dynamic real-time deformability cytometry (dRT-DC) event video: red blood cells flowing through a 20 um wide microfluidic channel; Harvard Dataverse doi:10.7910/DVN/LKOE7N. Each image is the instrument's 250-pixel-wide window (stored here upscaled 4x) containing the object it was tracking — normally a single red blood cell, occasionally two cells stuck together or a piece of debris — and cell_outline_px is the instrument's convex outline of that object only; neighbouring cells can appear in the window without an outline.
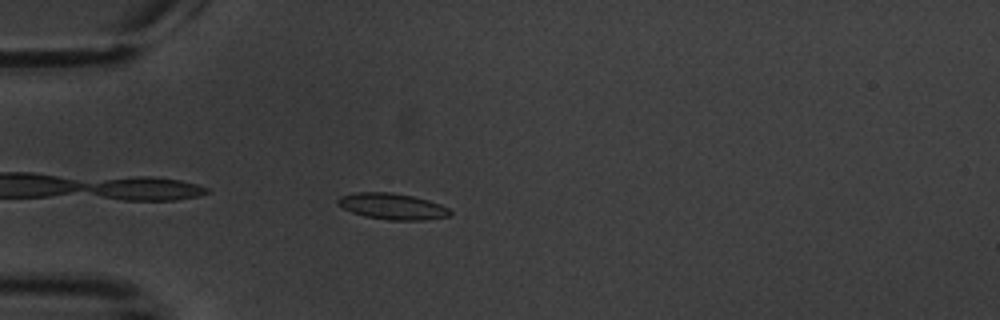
{"species": "common noctule bat (a hibernating species)", "species_latin": "Nyctalus noctula", "temperature_condition": "warm", "stored_images_in_passage": 4, "camera_frame_rate_fps": 3000, "um_per_image_px": 0.085, "animal": {"sex": "male", "body_mass_g": 20.1, "forearm_length_mm": 53.5}, "frame": {"image": 1, "passage_image": 4, "time_ms": 5.0, "image_size_px": [1000, 320], "cell_outline_px": [[452, 212], [448, 216], [420, 220], [388, 220], [364, 216], [352, 212], [336, 204], [336, 200], [340, 196], [356, 192], [392, 192], [412, 196], [428, 200], [440, 204], [448, 208]], "centroid_in_image_um": [33.31, 17.53], "position_along_channel_um": 51.7, "area_um2": 17.05}}